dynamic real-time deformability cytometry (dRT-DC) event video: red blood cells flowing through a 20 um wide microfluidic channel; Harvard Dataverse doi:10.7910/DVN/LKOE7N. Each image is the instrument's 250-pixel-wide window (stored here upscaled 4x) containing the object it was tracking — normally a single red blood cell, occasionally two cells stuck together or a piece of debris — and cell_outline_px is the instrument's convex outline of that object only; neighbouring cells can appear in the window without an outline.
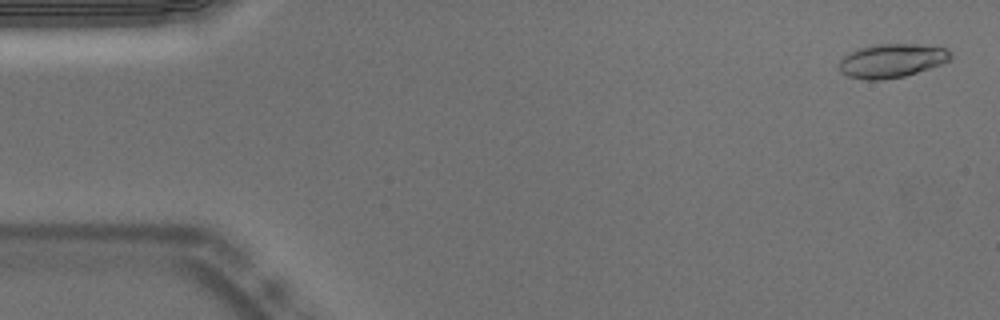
{"species": "Egyptian fruit bat (a non-hibernating species)", "species_latin": "Rousettus aegyptiacus", "temperature_condition": "warm", "stored_images_in_passage": 52, "camera_frame_rate_fps": 3000, "um_per_image_px": 0.085, "animal": {"sex": "male"}, "frame": {"image": 1, "passage_image": 2, "time_ms": 0.333, "image_size_px": [1000, 320], "cell_outline_px": [[952, 60], [904, 76], [880, 80], [868, 80], [848, 76], [840, 72], [840, 60], [848, 52], [872, 44], [916, 44], [948, 48], [952, 52]], "centroid_in_image_um": [75.81, 5.14], "position_along_channel_um": 9.2, "area_um2": 21.96}}
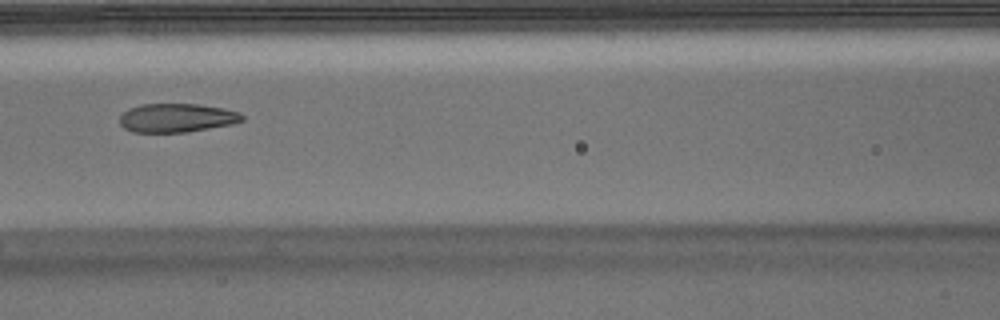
{"frame": {"image": 2, "passage_image": 23, "time_ms": 7.333, "image_size_px": [1000, 320], "cell_outline_px": [[244, 120], [232, 124], [188, 132], [132, 132], [124, 128], [120, 124], [120, 116], [128, 108], [140, 104], [200, 104], [224, 108], [240, 112], [244, 116]], "centroid_in_image_um": [15.04, 10.01], "position_along_channel_um": 151.6, "area_um2": 20.69}}
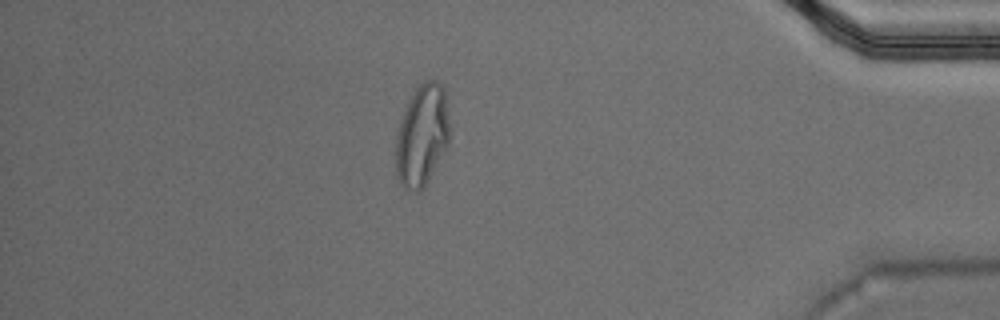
{"frame": {"image": 3, "passage_image": 46, "time_ms": 15.0, "image_size_px": [1000, 320], "cell_outline_px": [[448, 144], [424, 188], [420, 192], [416, 192], [404, 188], [400, 184], [396, 176], [396, 136], [400, 120], [416, 88], [424, 80], [436, 80], [444, 88], [448, 120]], "centroid_in_image_um": [35.85, 11.55], "position_along_channel_um": 399.4, "area_um2": 31.5}, "authors_computed_cell_mechanics": {"area_um2": 21.8195, "velocity_mm_per_s": 3.766, "shape_relaxation_time_tau1_ms": 7.6611, "shape_relaxation_time_tau2_ms": 1.2824, "deformation_change_tau1": 0.2809, "deformation_change_tau2": 0.0873}}